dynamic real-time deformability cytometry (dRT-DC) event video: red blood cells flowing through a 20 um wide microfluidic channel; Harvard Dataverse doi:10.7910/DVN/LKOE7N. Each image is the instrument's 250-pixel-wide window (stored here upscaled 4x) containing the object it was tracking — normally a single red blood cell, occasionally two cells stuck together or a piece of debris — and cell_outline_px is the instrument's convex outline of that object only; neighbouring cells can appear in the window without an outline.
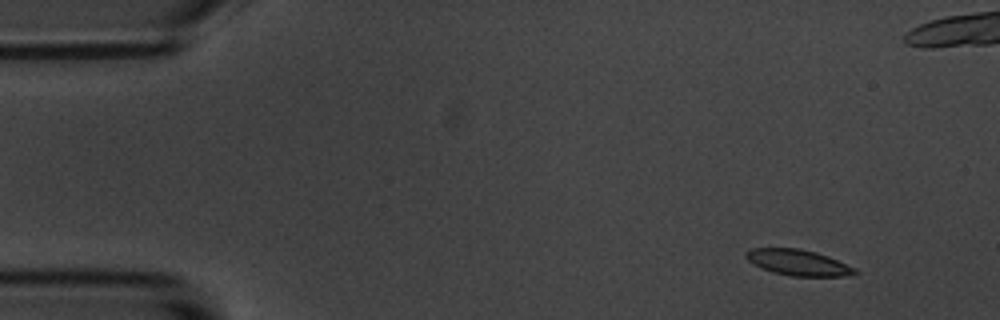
{"species": "common noctule bat (a hibernating species)", "species_latin": "Nyctalus noctula", "temperature_condition": "room temperature", "stored_images_in_passage": 5, "camera_frame_rate_fps": 3000, "um_per_image_px": 0.085, "animal": {"sex": "male", "body_mass_g": 20.1, "forearm_length_mm": 53.5}, "frame": {"image": 1, "passage_image": 1, "time_ms": 0.0, "image_size_px": [1000, 320], "cell_outline_px": [[860, 272], [844, 276], [792, 276], [772, 272], [760, 268], [748, 260], [744, 256], [744, 252], [752, 248], [800, 248], [816, 252], [828, 256], [856, 268]], "centroid_in_image_um": [67.82, 22.31], "position_along_channel_um": 17.2, "area_um2": 16.53}}